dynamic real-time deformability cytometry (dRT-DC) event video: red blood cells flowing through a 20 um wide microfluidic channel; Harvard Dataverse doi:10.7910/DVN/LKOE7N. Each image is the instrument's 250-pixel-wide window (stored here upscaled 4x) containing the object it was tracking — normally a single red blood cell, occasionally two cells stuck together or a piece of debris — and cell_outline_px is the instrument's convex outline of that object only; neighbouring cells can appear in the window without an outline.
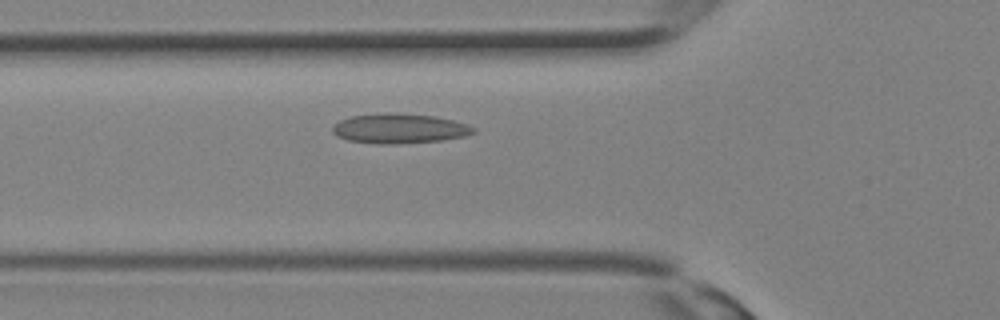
{"species": "Egyptian fruit bat (a non-hibernating species)", "species_latin": "Rousettus aegyptiacus", "temperature_condition": "room temperature", "stored_images_in_passage": 21, "camera_frame_rate_fps": 3000, "um_per_image_px": 0.085, "animal": {"sex": "female"}, "frame": {"image": 1, "passage_image": 9, "time_ms": 2.667, "image_size_px": [1000, 320], "cell_outline_px": [[476, 132], [464, 136], [440, 140], [400, 144], [376, 144], [348, 140], [336, 136], [332, 132], [332, 128], [340, 120], [352, 116], [384, 112], [396, 112], [436, 116], [468, 124], [476, 128]], "centroid_in_image_um": [33.95, 10.92], "position_along_channel_um": 91.8, "area_um2": 24.68}}
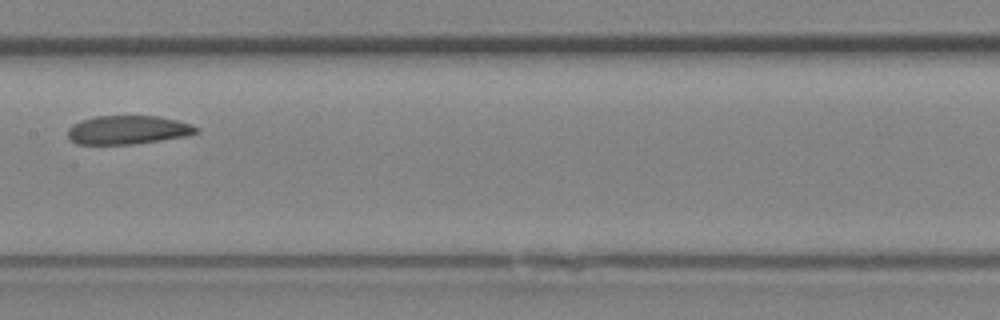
{"frame": {"image": 2, "passage_image": 14, "time_ms": 4.333, "image_size_px": [1000, 320], "cell_outline_px": [[200, 132], [188, 136], [136, 144], [76, 144], [68, 136], [68, 128], [72, 124], [80, 120], [96, 116], [160, 116], [192, 124], [200, 128]], "centroid_in_image_um": [10.91, 11.04], "position_along_channel_um": 196.5, "area_um2": 21.73}}
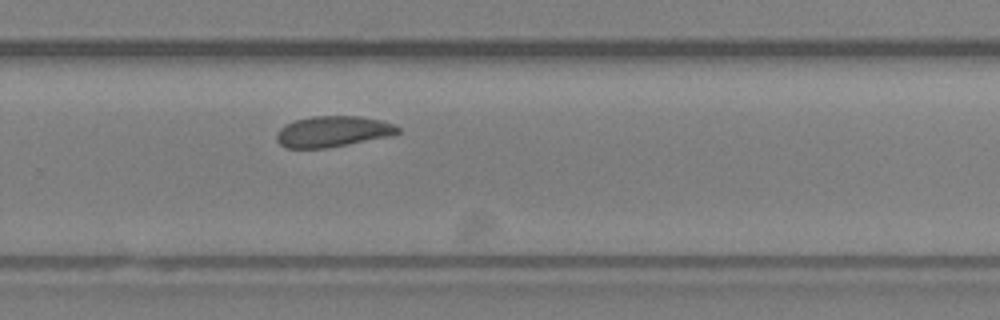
{"frame": {"image": 3, "passage_image": 19, "time_ms": 6.0, "image_size_px": [1000, 320], "cell_outline_px": [[400, 132], [392, 136], [348, 144], [324, 148], [284, 148], [276, 140], [276, 132], [284, 124], [296, 120], [312, 116], [360, 116], [384, 120], [400, 128]], "centroid_in_image_um": [28.29, 11.17], "position_along_channel_um": 301.5, "area_um2": 22.02}}